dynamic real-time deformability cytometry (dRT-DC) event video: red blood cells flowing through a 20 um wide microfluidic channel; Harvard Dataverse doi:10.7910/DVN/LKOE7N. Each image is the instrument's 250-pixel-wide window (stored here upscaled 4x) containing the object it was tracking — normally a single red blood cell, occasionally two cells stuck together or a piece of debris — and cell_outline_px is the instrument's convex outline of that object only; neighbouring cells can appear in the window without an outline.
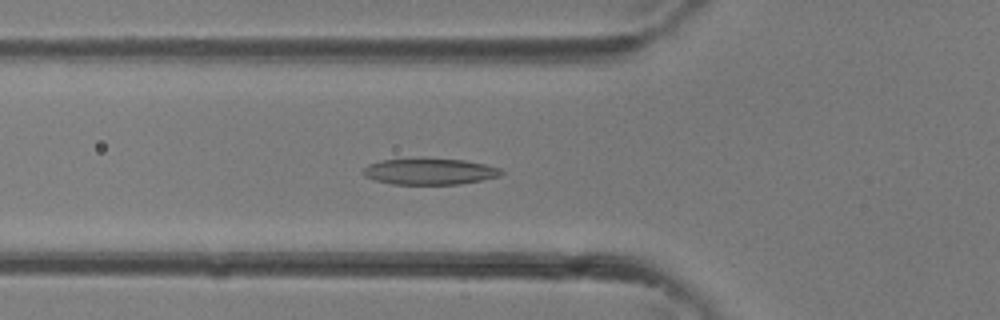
{"species": "common noctule bat (a hibernating species)", "species_latin": "Nyctalus noctula", "temperature_condition": "room temperature", "stored_images_in_passage": 35, "camera_frame_rate_fps": 3000, "um_per_image_px": 0.085, "animal": {"sex": "female"}, "frame": {"image": 1, "passage_image": 12, "time_ms": 3.667, "image_size_px": [1000, 320], "cell_outline_px": [[504, 172], [500, 176], [460, 184], [392, 184], [376, 180], [364, 176], [360, 172], [368, 164], [380, 160], [464, 160], [484, 164], [500, 168]], "centroid_in_image_um": [36.5, 14.6], "position_along_channel_um": 89.3, "area_um2": 20.58}}
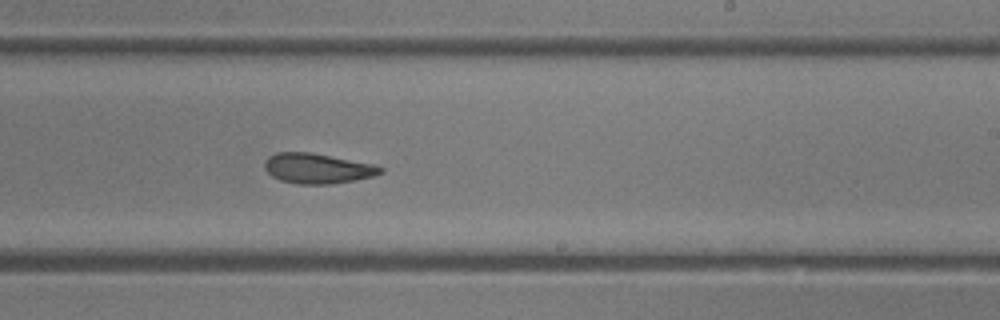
{"frame": {"image": 2, "passage_image": 21, "time_ms": 6.667, "image_size_px": [1000, 320], "cell_outline_px": [[384, 172], [372, 176], [356, 180], [328, 184], [296, 184], [280, 180], [272, 176], [264, 168], [264, 160], [268, 156], [276, 152], [312, 152], [376, 164], [384, 168]], "centroid_in_image_um": [26.99, 14.3], "position_along_channel_um": 262.0, "area_um2": 20.63}}
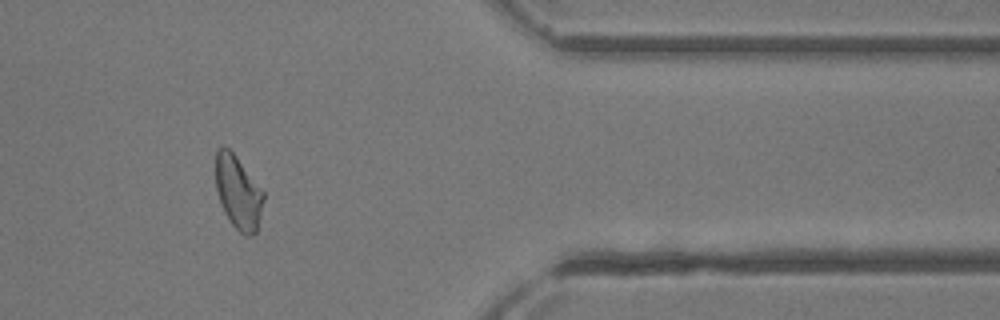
{"frame": {"image": 3, "passage_image": 29, "time_ms": 9.333, "image_size_px": [1000, 320], "cell_outline_px": [[264, 200], [256, 232], [252, 236], [244, 236], [232, 224], [224, 212], [216, 188], [216, 152], [224, 144], [236, 156], [264, 192]], "centroid_in_image_um": [20.25, 16.36], "position_along_channel_um": 391.2, "area_um2": 20.23}}